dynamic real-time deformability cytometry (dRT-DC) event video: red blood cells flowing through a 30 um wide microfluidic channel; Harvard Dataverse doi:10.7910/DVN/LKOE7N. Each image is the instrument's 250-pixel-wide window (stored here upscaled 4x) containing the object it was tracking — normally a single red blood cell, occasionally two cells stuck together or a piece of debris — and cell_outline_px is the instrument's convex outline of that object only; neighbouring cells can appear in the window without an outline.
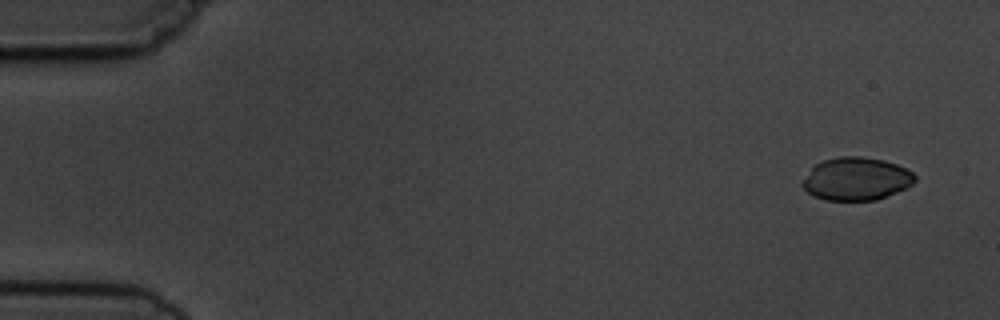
{"species": "common noctule bat (a hibernating species)", "species_latin": "Nyctalus noctula", "temperature_condition": "cold", "stored_images_in_passage": 6, "camera_frame_rate_fps": 3000, "um_per_image_px": 0.085, "animal": {"sex": "male", "body_mass_g": 19.5, "forearm_length_mm": 54.6}, "frame": {"image": 1, "passage_image": 1, "time_ms": 0.0, "image_size_px": [1000, 320], "cell_outline_px": [[916, 180], [912, 184], [896, 192], [876, 200], [824, 200], [808, 192], [800, 184], [812, 168], [816, 164], [824, 160], [836, 156], [860, 156], [884, 160], [896, 164], [912, 172], [916, 176]], "centroid_in_image_um": [72.78, 15.19], "position_along_channel_um": 12.2, "area_um2": 27.92}}
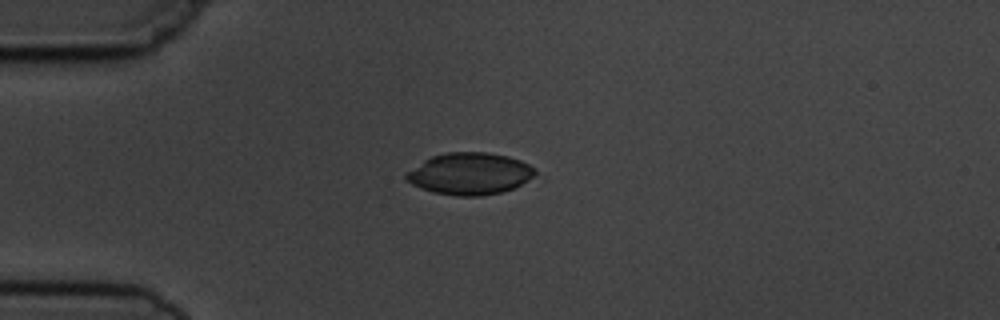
{"frame": {"image": 2, "passage_image": 4, "time_ms": 3.667, "image_size_px": [1000, 320], "cell_outline_px": [[536, 176], [512, 188], [500, 192], [480, 196], [456, 196], [436, 192], [412, 184], [404, 180], [404, 176], [408, 172], [424, 160], [432, 156], [444, 152], [488, 152], [508, 156], [520, 160], [536, 168]], "centroid_in_image_um": [39.95, 14.75], "position_along_channel_um": 45.0, "area_um2": 31.27}}